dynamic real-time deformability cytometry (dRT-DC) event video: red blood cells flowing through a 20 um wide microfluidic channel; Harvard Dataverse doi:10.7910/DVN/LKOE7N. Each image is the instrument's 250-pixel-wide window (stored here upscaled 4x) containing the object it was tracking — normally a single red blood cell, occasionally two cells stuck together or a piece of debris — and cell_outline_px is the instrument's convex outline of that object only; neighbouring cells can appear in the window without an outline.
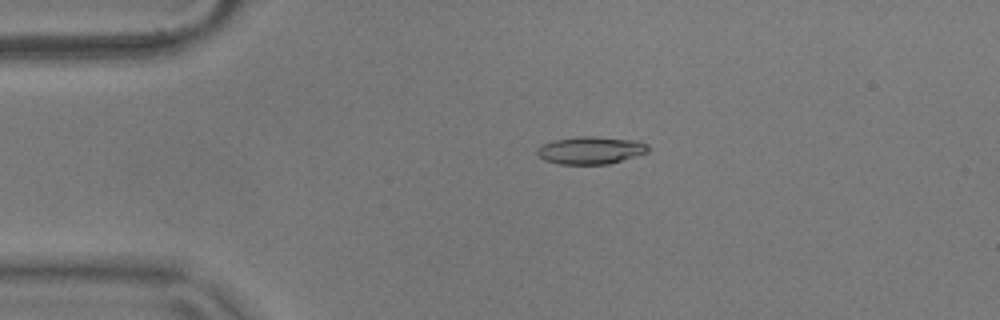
{"species": "common noctule bat (a hibernating species)", "species_latin": "Nyctalus noctula", "temperature_condition": "warm", "stored_images_in_passage": 55, "camera_frame_rate_fps": 3000, "um_per_image_px": 0.085, "animal": {"sex": "male", "body_mass_g": 17.9}, "frame": {"image": 1, "passage_image": 12, "time_ms": 3.667, "image_size_px": [1000, 320], "cell_outline_px": [[648, 152], [608, 164], [560, 164], [544, 160], [536, 152], [536, 148], [544, 144], [556, 140], [580, 136], [592, 136], [640, 140], [648, 144]], "centroid_in_image_um": [50.23, 12.76], "position_along_channel_um": 34.8, "area_um2": 17.74}}
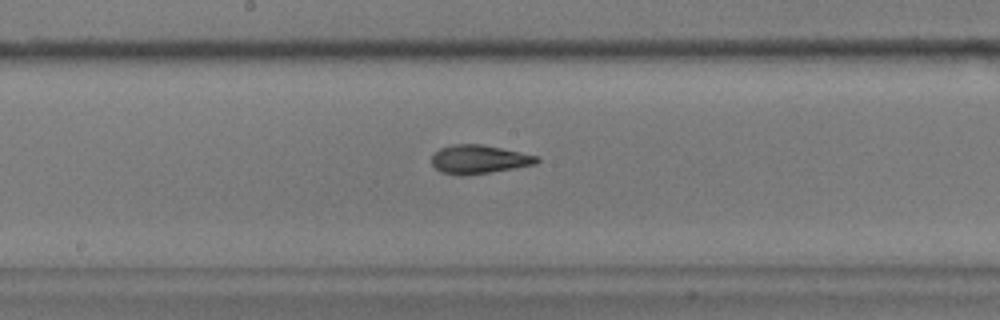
{"frame": {"image": 2, "passage_image": 29, "time_ms": 9.333, "image_size_px": [1000, 320], "cell_outline_px": [[540, 160], [536, 164], [488, 172], [460, 176], [440, 172], [432, 164], [432, 152], [440, 148], [452, 144], [480, 144], [540, 156]], "centroid_in_image_um": [40.68, 13.54], "position_along_channel_um": 207.5, "area_um2": 17.51}}
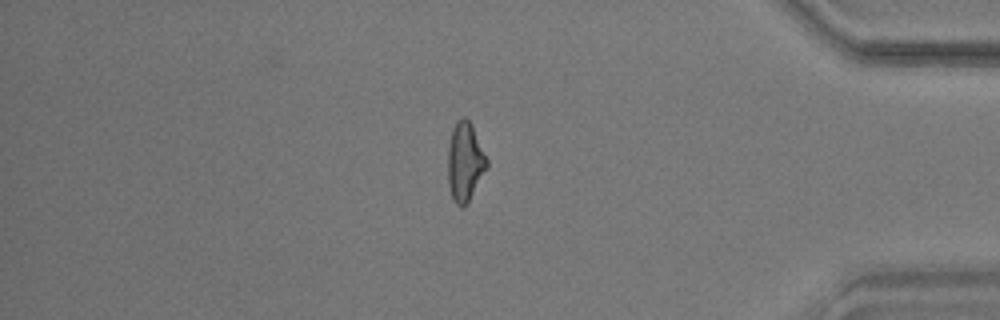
{"frame": {"image": 3, "passage_image": 47, "time_ms": 15.333, "image_size_px": [1000, 320], "cell_outline_px": [[488, 168], [468, 204], [464, 208], [460, 208], [452, 200], [448, 184], [448, 144], [452, 128], [464, 116], [472, 124], [488, 160]], "centroid_in_image_um": [39.53, 13.83], "position_along_channel_um": 395.7, "area_um2": 18.32}, "authors_computed_cell_mechanics": {"area_um2": 17.5134, "velocity_mm_per_s": 3.668, "shape_relaxation_time_tau1_ms": 4.1268, "shape_relaxation_time_tau2_ms": 2.4824, "deformation_change_tau1": 0.1586, "deformation_change_tau2": 0.0955}}